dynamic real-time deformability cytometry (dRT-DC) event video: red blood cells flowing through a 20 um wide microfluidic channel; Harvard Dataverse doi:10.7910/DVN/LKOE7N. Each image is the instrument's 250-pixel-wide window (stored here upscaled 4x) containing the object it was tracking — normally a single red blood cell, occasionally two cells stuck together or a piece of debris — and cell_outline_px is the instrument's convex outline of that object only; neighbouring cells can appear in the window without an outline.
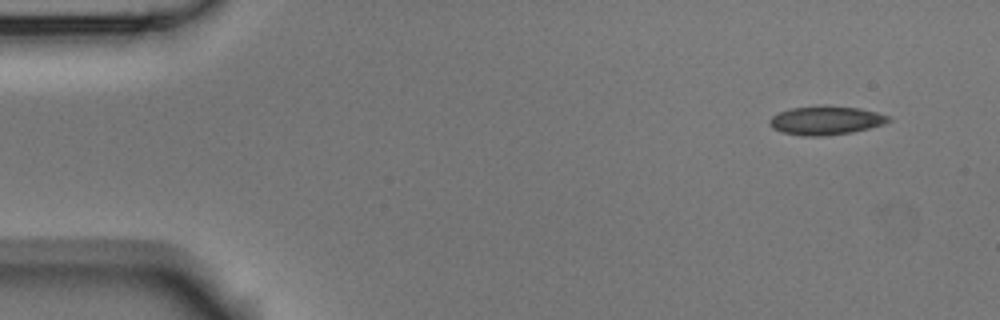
{"species": "Egyptian fruit bat (a non-hibernating species)", "species_latin": "Rousettus aegyptiacus", "temperature_condition": "room temperature", "stored_images_in_passage": 4, "camera_frame_rate_fps": 3000, "um_per_image_px": 0.085, "animal": {"sex": "male"}, "frame": {"image": 1, "passage_image": 1, "time_ms": 0.0, "image_size_px": [1000, 320], "cell_outline_px": [[892, 120], [884, 124], [852, 132], [824, 136], [800, 136], [780, 132], [772, 128], [768, 124], [768, 120], [772, 116], [780, 112], [792, 108], [824, 104], [860, 108], [892, 116]], "centroid_in_image_um": [70.19, 10.23], "position_along_channel_um": 14.8, "area_um2": 20.35}}
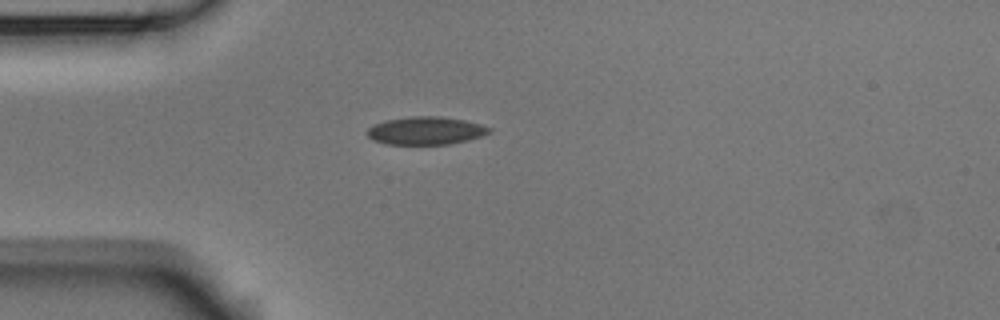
{"frame": {"image": 2, "passage_image": 4, "time_ms": 1.0, "image_size_px": [1000, 320], "cell_outline_px": [[492, 132], [484, 136], [468, 140], [448, 144], [384, 144], [372, 140], [364, 132], [368, 128], [376, 124], [388, 120], [412, 116], [440, 116], [464, 120], [480, 124], [492, 128]], "centroid_in_image_um": [36.21, 11.11], "position_along_channel_um": 48.8, "area_um2": 19.94}}